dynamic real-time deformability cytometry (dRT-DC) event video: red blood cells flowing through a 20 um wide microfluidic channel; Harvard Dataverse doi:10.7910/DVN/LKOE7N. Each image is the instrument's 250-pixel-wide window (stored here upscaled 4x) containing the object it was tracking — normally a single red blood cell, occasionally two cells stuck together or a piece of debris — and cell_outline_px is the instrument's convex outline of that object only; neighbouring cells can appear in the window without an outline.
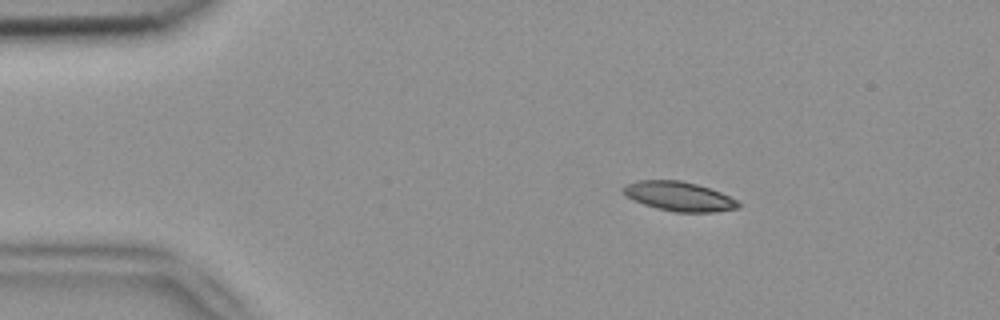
{"species": "common noctule bat (a hibernating species)", "species_latin": "Nyctalus noctula", "temperature_condition": "room temperature", "stored_images_in_passage": 6, "camera_frame_rate_fps": 3000, "um_per_image_px": 0.085, "animal": {"sex": "female", "body_mass_g": 18.4}, "frame": {"image": 1, "passage_image": 3, "time_ms": 0.667, "image_size_px": [1000, 320], "cell_outline_px": [[740, 208], [716, 212], [676, 212], [656, 208], [644, 204], [628, 196], [620, 188], [636, 180], [680, 180], [696, 184], [720, 192], [736, 200], [740, 204]], "centroid_in_image_um": [57.73, 16.69], "position_along_channel_um": 27.3, "area_um2": 19.48}}
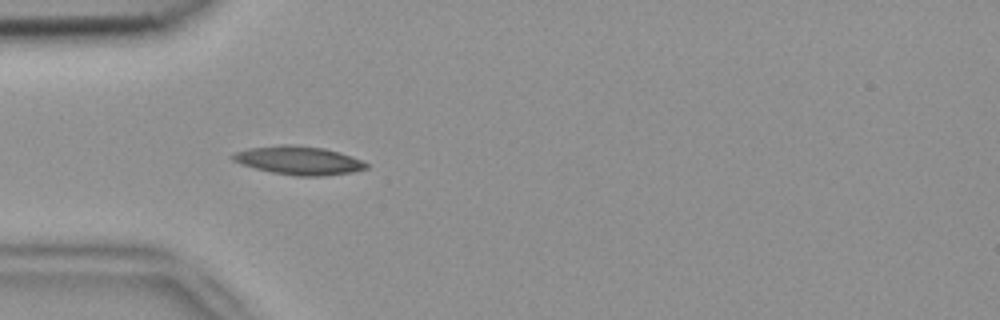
{"frame": {"image": 2, "passage_image": 5, "time_ms": 1.333, "image_size_px": [1000, 320], "cell_outline_px": [[368, 168], [352, 172], [324, 176], [296, 176], [272, 172], [240, 164], [232, 160], [228, 156], [232, 152], [248, 148], [280, 144], [292, 144], [324, 148], [340, 152], [352, 156], [368, 164]], "centroid_in_image_um": [25.34, 13.62], "position_along_channel_um": 59.7, "area_um2": 22.43}}